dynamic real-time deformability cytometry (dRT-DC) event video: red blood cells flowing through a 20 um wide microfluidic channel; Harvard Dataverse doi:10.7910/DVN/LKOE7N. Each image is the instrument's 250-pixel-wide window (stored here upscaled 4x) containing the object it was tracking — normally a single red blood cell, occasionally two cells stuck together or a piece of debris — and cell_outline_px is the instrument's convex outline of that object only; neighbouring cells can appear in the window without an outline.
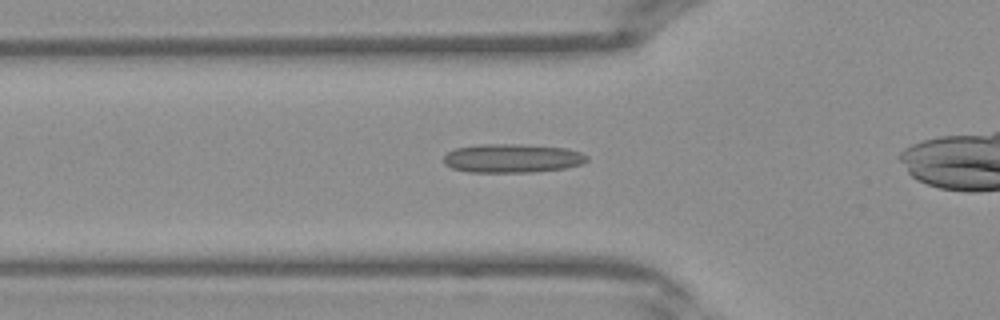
{"species": "Egyptian fruit bat (a non-hibernating species)", "species_latin": "Rousettus aegyptiacus", "temperature_condition": "warm", "stored_images_in_passage": 27, "camera_frame_rate_fps": 3000, "um_per_image_px": 0.085, "frame": {"image": 1, "passage_image": 8, "time_ms": 2.333, "image_size_px": [1000, 320], "cell_outline_px": [[588, 160], [580, 164], [564, 168], [528, 172], [468, 172], [452, 168], [444, 164], [444, 156], [448, 152], [456, 148], [480, 144], [520, 144], [564, 148], [580, 152], [588, 156]], "centroid_in_image_um": [43.5, 13.45], "position_along_channel_um": 82.3, "area_um2": 23.87}}
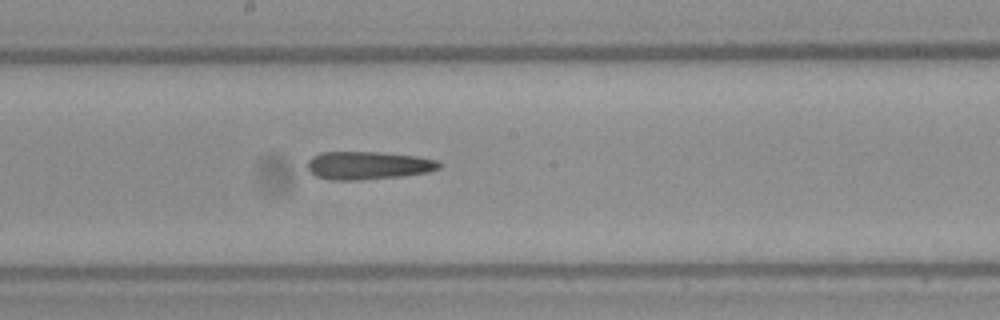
{"frame": {"image": 2, "passage_image": 16, "time_ms": 5.0, "image_size_px": [1000, 320], "cell_outline_px": [[440, 168], [428, 172], [400, 176], [360, 180], [332, 180], [316, 176], [308, 168], [308, 160], [312, 156], [320, 152], [380, 152], [416, 156], [436, 160], [440, 164]], "centroid_in_image_um": [31.27, 14.06], "position_along_channel_um": 216.9, "area_um2": 21.39}}
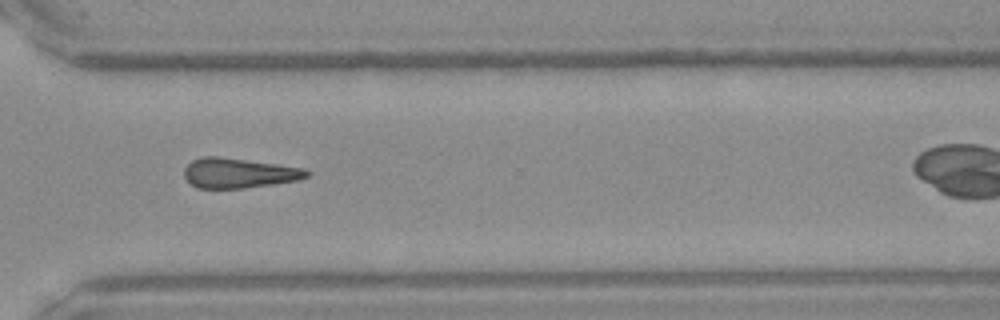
{"frame": {"image": 3, "passage_image": 24, "time_ms": 7.667, "image_size_px": [1000, 320], "cell_outline_px": [[312, 172], [308, 176], [300, 180], [244, 188], [196, 188], [184, 176], [184, 168], [192, 160], [200, 156], [216, 156], [276, 164], [304, 168]], "centroid_in_image_um": [20.3, 14.71], "position_along_channel_um": 350.3, "area_um2": 21.33}}